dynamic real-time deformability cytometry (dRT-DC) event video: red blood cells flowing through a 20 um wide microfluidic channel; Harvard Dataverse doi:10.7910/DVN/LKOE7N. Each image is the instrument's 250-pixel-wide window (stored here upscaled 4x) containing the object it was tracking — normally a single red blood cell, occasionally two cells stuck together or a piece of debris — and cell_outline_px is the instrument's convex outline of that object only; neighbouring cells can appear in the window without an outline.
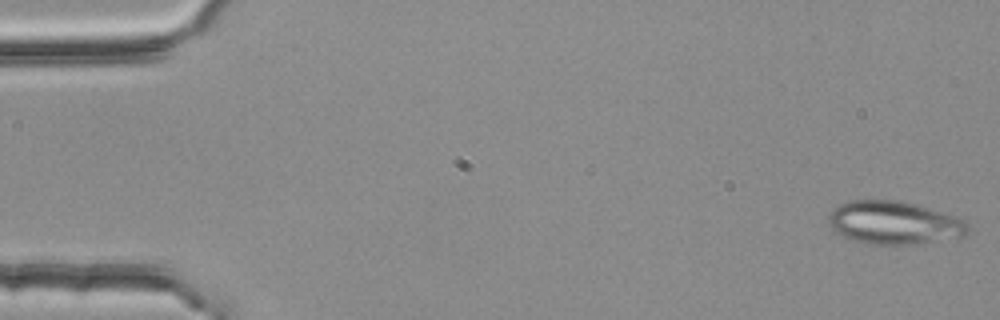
{"species": "common noctule bat (a hibernating species)", "species_latin": "Nyctalus noctula", "temperature_condition": "room temperature", "stored_images_in_passage": 53, "camera_frame_rate_fps": 3000, "um_per_image_px": 0.085, "animal": {"sex": "female", "body_mass_g": 25.1}, "frame": {"image": 1, "passage_image": 1, "time_ms": 0.0, "image_size_px": [1000, 320], "cell_outline_px": [[968, 232], [964, 236], [912, 244], [868, 244], [852, 240], [832, 232], [828, 224], [828, 216], [840, 204], [848, 200], [900, 200], [956, 216], [964, 220], [968, 224]], "centroid_in_image_um": [75.95, 18.93], "position_along_channel_um": 9.1, "area_um2": 34.97}}
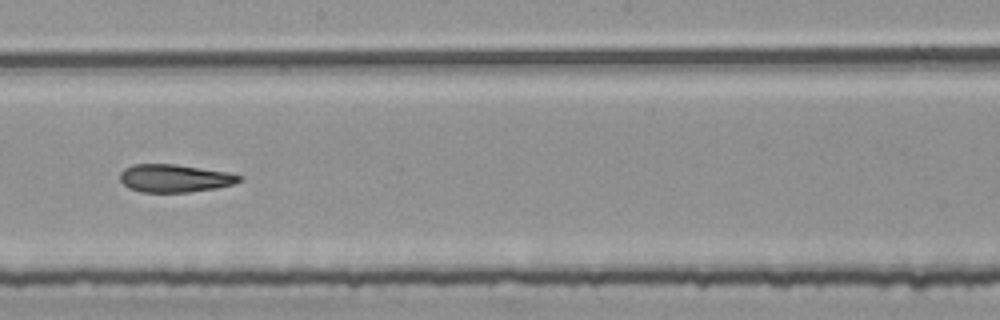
{"frame": {"image": 2, "passage_image": 30, "time_ms": 9.667, "image_size_px": [1000, 320], "cell_outline_px": [[244, 180], [232, 184], [216, 188], [188, 192], [140, 192], [128, 188], [120, 180], [120, 172], [124, 168], [132, 164], [176, 164], [228, 172], [244, 176]], "centroid_in_image_um": [14.85, 15.15], "position_along_channel_um": 233.3, "area_um2": 19.54}}
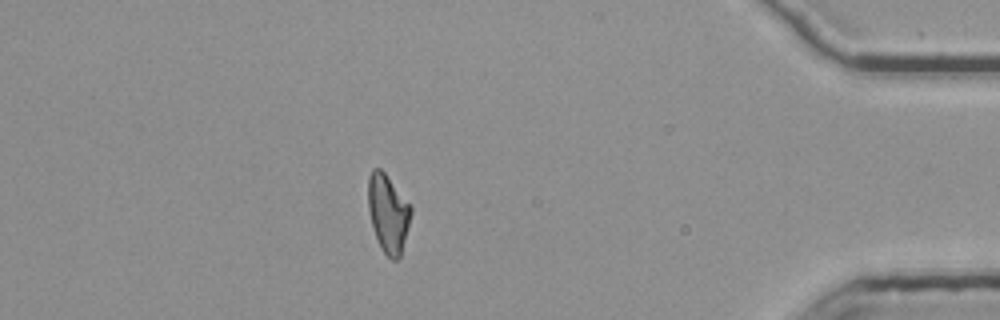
{"frame": {"image": 3, "passage_image": 47, "time_ms": 15.333, "image_size_px": [1000, 320], "cell_outline_px": [[412, 212], [400, 256], [396, 260], [392, 260], [380, 248], [376, 240], [368, 208], [368, 176], [372, 168], [380, 168], [384, 172], [412, 208]], "centroid_in_image_um": [32.96, 18.13], "position_along_channel_um": 402.2, "area_um2": 19.25}, "authors_computed_cell_mechanics": {"area_um2": 20.23, "velocity_mm_per_s": 3.8003, "shape_relaxation_time_tau1_ms": null, "shape_relaxation_time_tau2_ms": 3.3916, "deformation_change_tau1": null, "deformation_change_tau2": 0.1234}}